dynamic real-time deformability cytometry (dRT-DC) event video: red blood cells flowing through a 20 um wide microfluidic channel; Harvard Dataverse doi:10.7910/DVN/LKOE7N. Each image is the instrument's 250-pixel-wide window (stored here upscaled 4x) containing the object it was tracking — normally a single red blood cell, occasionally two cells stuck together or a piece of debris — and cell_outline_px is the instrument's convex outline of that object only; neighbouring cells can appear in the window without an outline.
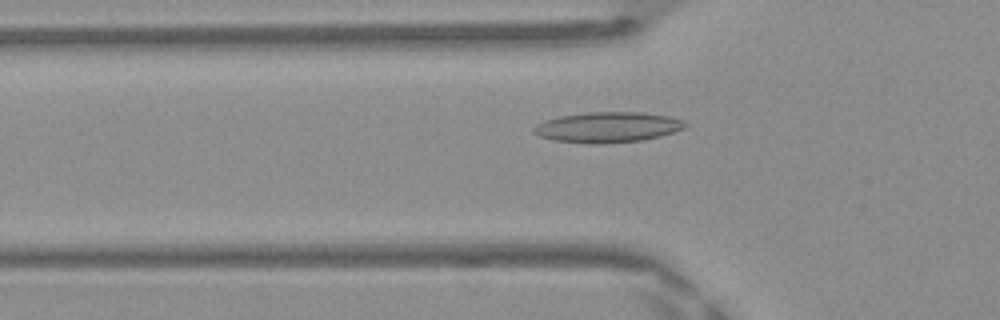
{"species": "Egyptian fruit bat (a non-hibernating species)", "species_latin": "Rousettus aegyptiacus", "temperature_condition": "warm", "stored_images_in_passage": 44, "camera_frame_rate_fps": 3000, "um_per_image_px": 0.085, "frame": {"image": 1, "passage_image": 12, "time_ms": 3.667, "image_size_px": [1000, 320], "cell_outline_px": [[688, 124], [684, 128], [660, 136], [640, 140], [600, 144], [588, 144], [552, 140], [540, 136], [532, 132], [532, 128], [536, 124], [544, 120], [560, 116], [588, 112], [644, 112], [668, 116], [684, 120]], "centroid_in_image_um": [51.62, 10.81], "position_along_channel_um": 74.2, "area_um2": 26.99}}
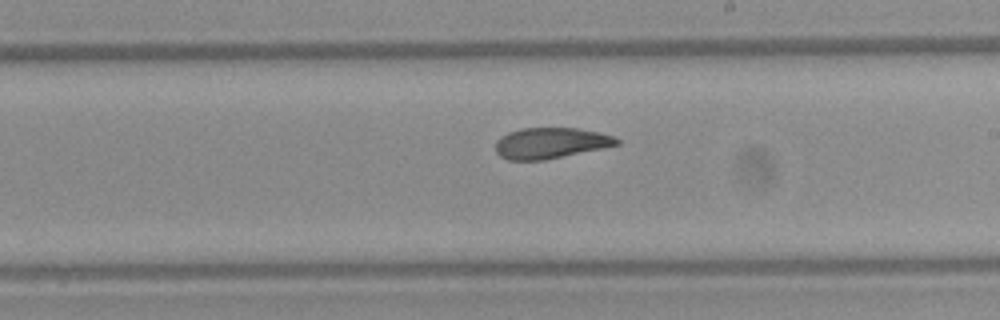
{"frame": {"image": 2, "passage_image": 24, "time_ms": 7.667, "image_size_px": [1000, 320], "cell_outline_px": [[620, 144], [604, 148], [544, 160], [508, 160], [500, 156], [496, 152], [496, 140], [500, 136], [508, 132], [520, 128], [580, 128], [612, 136], [620, 140]], "centroid_in_image_um": [46.78, 12.16], "position_along_channel_um": 242.2, "area_um2": 21.85}}
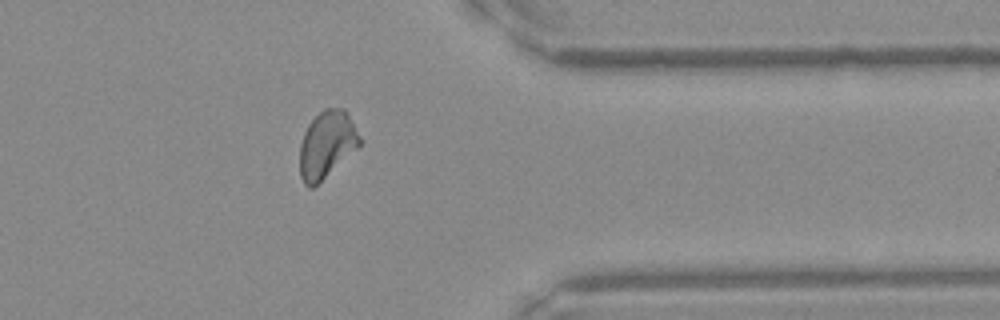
{"frame": {"image": 3, "passage_image": 35, "time_ms": 11.333, "image_size_px": [1000, 320], "cell_outline_px": [[360, 144], [356, 148], [312, 188], [308, 188], [304, 184], [300, 176], [300, 144], [304, 132], [308, 124], [324, 108], [344, 108], [348, 112], [360, 136]], "centroid_in_image_um": [27.75, 12.26], "position_along_channel_um": 383.6, "area_um2": 23.0}, "authors_computed_cell_mechanics": {"area_um2": 23.1489, "velocity_mm_per_s": 4.1777, "shape_relaxation_time_tau1_ms": null, "shape_relaxation_time_tau2_ms": 2.6448, "deformation_change_tau1": null, "deformation_change_tau2": 0.099}}